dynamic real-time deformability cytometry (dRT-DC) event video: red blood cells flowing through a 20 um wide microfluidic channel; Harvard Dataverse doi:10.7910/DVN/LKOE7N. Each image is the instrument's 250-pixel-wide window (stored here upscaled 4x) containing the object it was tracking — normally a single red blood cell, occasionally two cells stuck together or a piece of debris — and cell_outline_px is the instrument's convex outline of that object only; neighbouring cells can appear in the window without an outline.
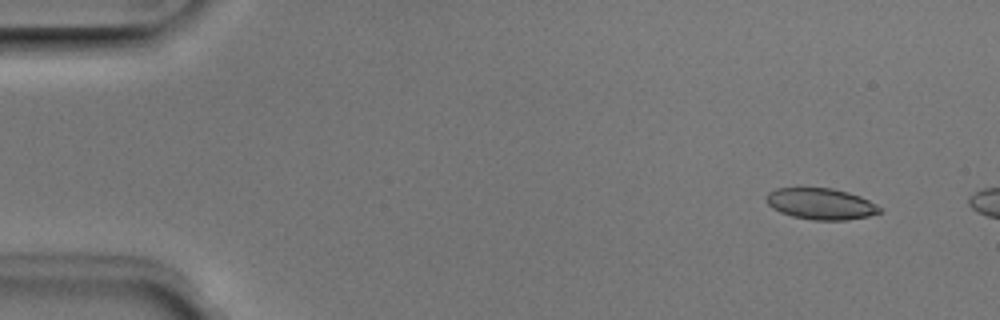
{"species": "Egyptian fruit bat (a non-hibernating species)", "species_latin": "Rousettus aegyptiacus", "temperature_condition": "room temperature", "stored_images_in_passage": 3, "camera_frame_rate_fps": 3000, "um_per_image_px": 0.085, "animal": {"sex": "male"}, "frame": {"image": 1, "passage_image": 1, "time_ms": 0.0, "image_size_px": [1000, 320], "cell_outline_px": [[884, 208], [880, 212], [868, 216], [848, 220], [812, 220], [792, 216], [780, 212], [772, 208], [764, 200], [764, 196], [768, 192], [776, 188], [832, 188], [848, 192], [860, 196]], "centroid_in_image_um": [69.75, 17.32], "position_along_channel_um": 15.3, "area_um2": 20.87}}